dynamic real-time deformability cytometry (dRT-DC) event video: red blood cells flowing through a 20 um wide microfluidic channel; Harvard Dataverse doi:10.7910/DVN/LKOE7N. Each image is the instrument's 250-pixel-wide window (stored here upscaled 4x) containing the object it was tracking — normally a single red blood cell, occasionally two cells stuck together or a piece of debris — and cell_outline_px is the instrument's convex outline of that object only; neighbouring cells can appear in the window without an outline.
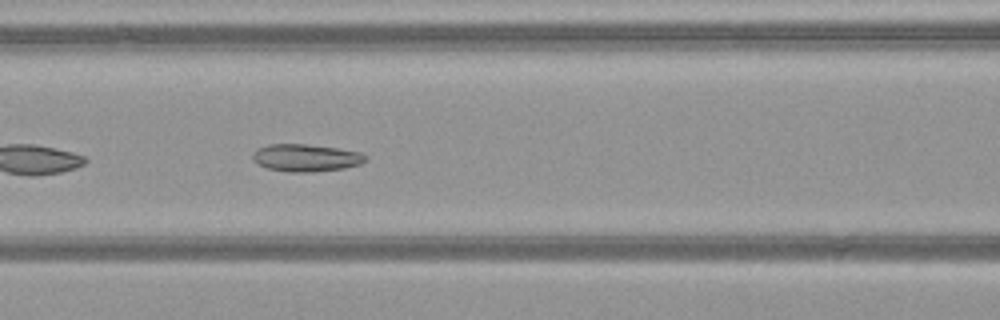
{"species": "common noctule bat (a hibernating species)", "species_latin": "Nyctalus noctula", "temperature_condition": "warm", "stored_images_in_passage": 28, "camera_frame_rate_fps": 3000, "um_per_image_px": 0.085, "animal": {"sex": "female", "body_mass_g": 21.9}, "frame": {"image": 1, "passage_image": 7, "time_ms": 2.0, "image_size_px": [1000, 320], "cell_outline_px": [[368, 160], [360, 164], [344, 168], [312, 172], [288, 172], [268, 168], [256, 164], [252, 156], [252, 152], [256, 148], [268, 144], [308, 144], [336, 148], [360, 152], [368, 156]], "centroid_in_image_um": [25.99, 13.41], "position_along_channel_um": 140.6, "area_um2": 18.21}}
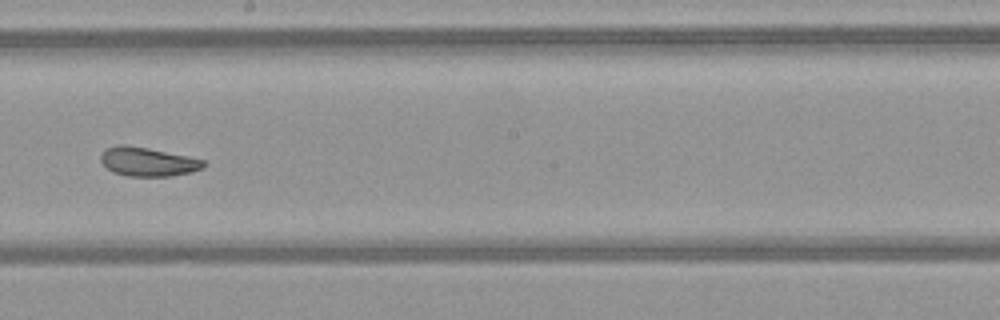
{"frame": {"image": 2, "passage_image": 14, "time_ms": 4.333, "image_size_px": [1000, 320], "cell_outline_px": [[208, 164], [204, 168], [192, 172], [172, 176], [128, 176], [112, 172], [100, 160], [100, 152], [104, 148], [120, 144], [124, 144], [148, 148], [188, 156], [204, 160]], "centroid_in_image_um": [12.57, 13.74], "position_along_channel_um": 235.6, "area_um2": 17.57}}
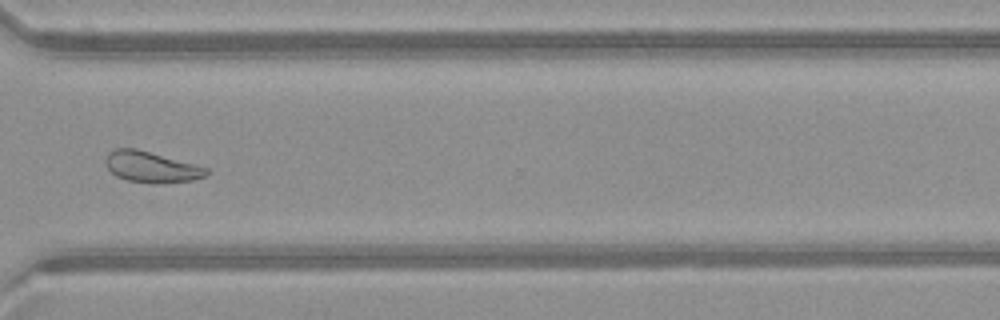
{"frame": {"image": 3, "passage_image": 23, "time_ms": 7.333, "image_size_px": [1000, 320], "cell_outline_px": [[208, 176], [192, 180], [128, 180], [116, 176], [108, 168], [104, 160], [104, 156], [108, 152], [116, 148], [136, 148], [208, 168]], "centroid_in_image_um": [12.8, 14.13], "position_along_channel_um": 357.8, "area_um2": 17.22}, "authors_computed_cell_mechanics": {"area_um2": 17.629, "velocity_mm_per_s": 4.0756, "shape_relaxation_time_tau1_ms": 4.1392, "shape_relaxation_time_tau2_ms": 1.3657, "deformation_change_tau1": 0.1204, "deformation_change_tau2": 0.0772}}